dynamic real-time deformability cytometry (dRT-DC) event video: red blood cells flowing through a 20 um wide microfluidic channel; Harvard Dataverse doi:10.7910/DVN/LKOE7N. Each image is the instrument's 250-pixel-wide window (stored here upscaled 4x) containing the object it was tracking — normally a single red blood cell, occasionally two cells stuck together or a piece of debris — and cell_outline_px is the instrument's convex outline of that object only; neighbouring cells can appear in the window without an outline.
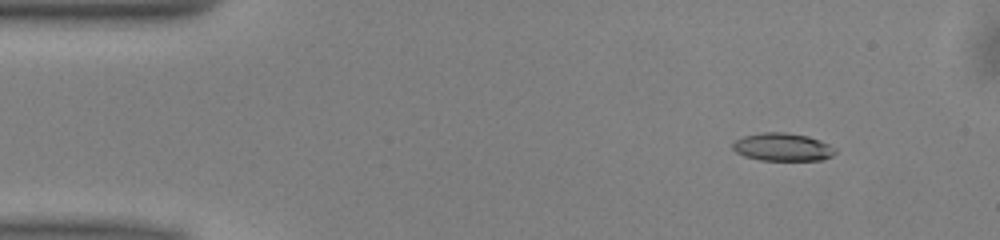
{"species": "common noctule bat (a hibernating species)", "species_latin": "Nyctalus noctula", "temperature_condition": "warm", "stored_images_in_passage": 51, "camera_frame_rate_fps": 3000, "um_per_image_px": 0.085, "animal": {"sex": "male", "body_mass_g": 13.0, "forearm_length_mm": 53.1}, "frame": {"image": 1, "passage_image": 6, "time_ms": 1.667, "image_size_px": [1000, 240], "cell_outline_px": [[836, 152], [832, 156], [824, 160], [760, 160], [744, 156], [736, 152], [732, 148], [732, 144], [736, 140], [744, 136], [764, 132], [784, 132], [808, 136], [820, 140], [836, 148]], "centroid_in_image_um": [66.54, 12.5], "position_along_channel_um": 18.5, "area_um2": 16.7}}
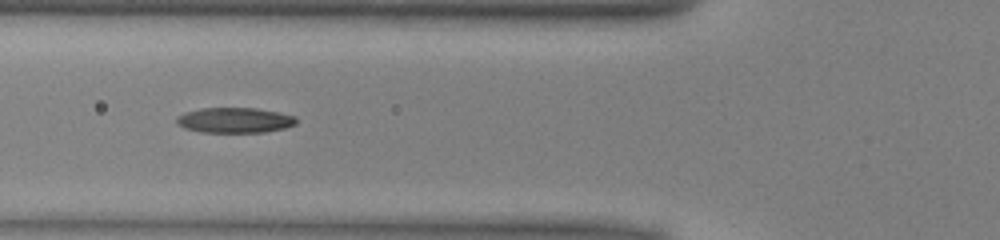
{"frame": {"image": 2, "passage_image": 19, "time_ms": 6.0, "image_size_px": [1000, 240], "cell_outline_px": [[296, 124], [284, 128], [264, 132], [200, 132], [184, 128], [176, 124], [176, 116], [184, 112], [204, 108], [256, 108], [296, 116]], "centroid_in_image_um": [19.91, 10.22], "position_along_channel_um": 105.9, "area_um2": 17.63}}
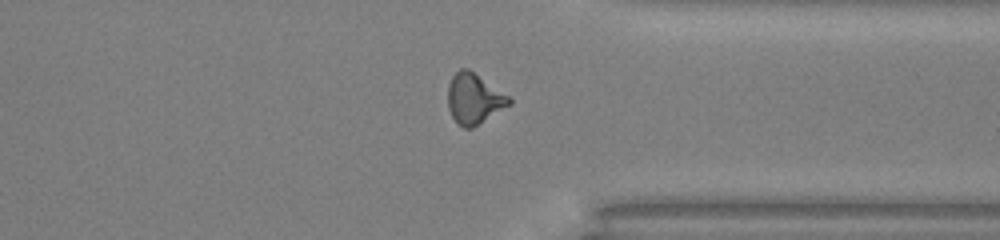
{"frame": {"image": 3, "passage_image": 39, "time_ms": 12.667, "image_size_px": [1000, 240], "cell_outline_px": [[512, 104], [472, 128], [464, 128], [452, 116], [448, 108], [448, 84], [452, 76], [460, 68], [468, 68], [508, 96], [512, 100]], "centroid_in_image_um": [40.29, 8.38], "position_along_channel_um": 371.1, "area_um2": 17.8}, "authors_computed_cell_mechanics": {"area_um2": 17.3978, "velocity_mm_per_s": 4.029, "shape_relaxation_time_tau1_ms": 5.1368, "shape_relaxation_time_tau2_ms": 3.3161, "deformation_change_tau1": 0.1872, "deformation_change_tau2": 0.1062}}